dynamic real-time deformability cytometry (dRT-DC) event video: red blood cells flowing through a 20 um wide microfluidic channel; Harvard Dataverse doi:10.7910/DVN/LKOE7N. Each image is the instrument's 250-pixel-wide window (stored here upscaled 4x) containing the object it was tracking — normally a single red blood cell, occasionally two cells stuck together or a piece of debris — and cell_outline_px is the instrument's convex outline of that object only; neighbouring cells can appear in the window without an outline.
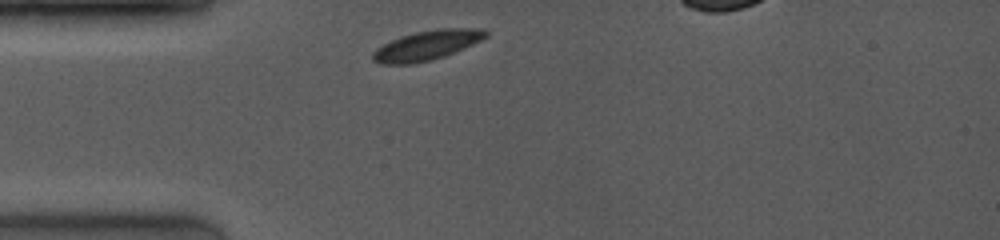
{"species": "common noctule bat (a hibernating species)", "species_latin": "Nyctalus noctula", "temperature_condition": "room temperature", "stored_images_in_passage": 21, "camera_frame_rate_fps": 4000, "um_per_image_px": 0.085, "animal": {"sex": "female", "body_mass_g": 19.0, "forearm_length_mm": 53.3}, "frame": {"image": 1, "passage_image": 1, "time_ms": 0.0, "image_size_px": [1000, 240], "cell_outline_px": [[488, 36], [464, 48], [444, 56], [432, 60], [412, 64], [380, 64], [372, 60], [372, 52], [376, 48], [400, 36], [416, 32], [440, 28], [484, 28], [488, 32]], "centroid_in_image_um": [36.27, 3.85], "position_along_channel_um": 48.7, "area_um2": 19.54}}
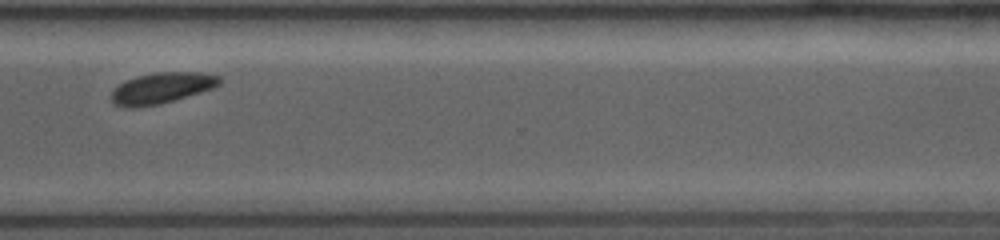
{"frame": {"image": 2, "passage_image": 18, "time_ms": 8.0, "image_size_px": [1000, 240], "cell_outline_px": [[220, 84], [212, 88], [200, 92], [160, 104], [136, 108], [124, 108], [116, 104], [112, 100], [112, 92], [120, 84], [136, 76], [156, 72], [200, 72], [220, 76]], "centroid_in_image_um": [13.74, 7.48], "position_along_channel_um": 356.9, "area_um2": 19.31}}
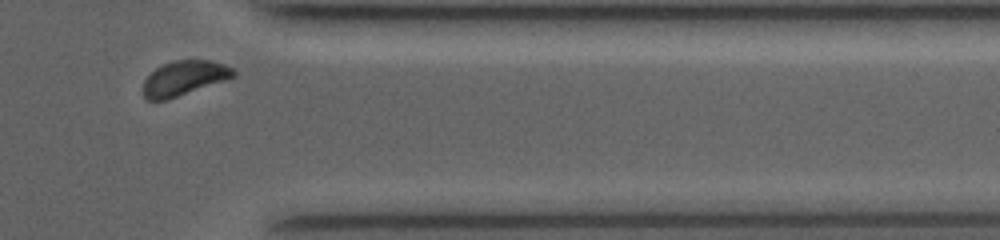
{"frame": {"image": 3, "passage_image": 20, "time_ms": 9.0, "image_size_px": [1000, 240], "cell_outline_px": [[236, 76], [228, 80], [164, 100], [148, 100], [144, 96], [144, 80], [156, 68], [172, 60], [212, 60], [224, 64], [232, 68], [236, 72]], "centroid_in_image_um": [15.7, 6.62], "position_along_channel_um": 395.7, "area_um2": 18.15}}